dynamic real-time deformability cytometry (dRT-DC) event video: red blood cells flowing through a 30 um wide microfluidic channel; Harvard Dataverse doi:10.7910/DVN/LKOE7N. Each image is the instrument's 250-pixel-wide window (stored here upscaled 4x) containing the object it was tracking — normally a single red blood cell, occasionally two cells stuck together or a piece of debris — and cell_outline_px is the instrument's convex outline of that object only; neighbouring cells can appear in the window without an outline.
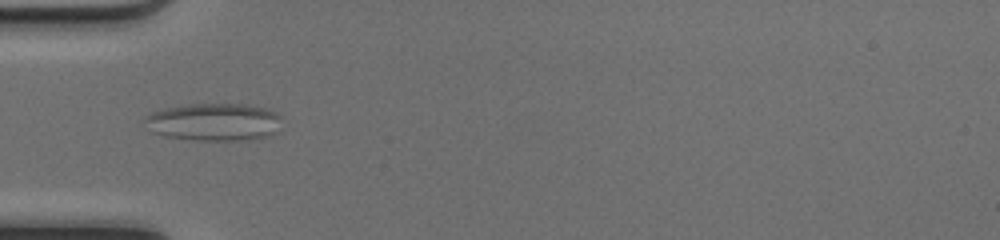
{"species": "common noctule bat (a hibernating species)", "species_latin": "Nyctalus noctula", "temperature_condition": "cold", "stored_images_in_passage": 54, "camera_frame_rate_fps": 3000, "um_per_image_px": 0.085, "animal": {"sex": "female", "body_mass_g": 17.0, "forearm_length_mm": 48.0}, "frame": {"image": 1, "passage_image": 19, "time_ms": 6.0, "image_size_px": [1000, 240], "cell_outline_px": [[280, 116], [272, 136], [252, 140], [192, 140], [164, 136], [156, 132], [148, 116], [152, 112], [164, 108], [188, 104], [244, 104], [264, 108], [276, 112]], "centroid_in_image_um": [18.28, 10.37], "position_along_channel_um": 66.7, "area_um2": 29.3}}
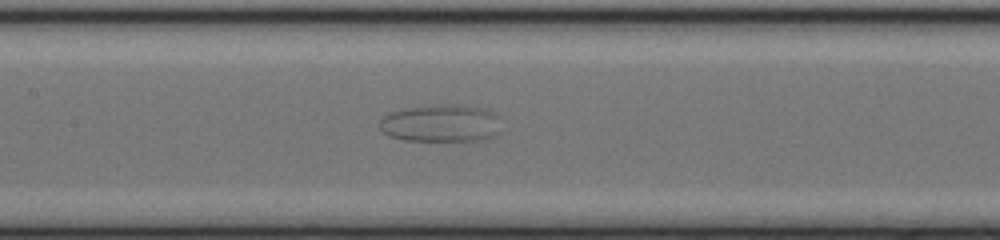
{"frame": {"image": 2, "passage_image": 27, "time_ms": 8.667, "image_size_px": [1000, 240], "cell_outline_px": [[496, 136], [484, 140], [404, 140], [388, 136], [380, 128], [380, 120], [388, 112], [408, 108], [452, 104], [460, 104], [484, 108], [492, 112], [496, 116]], "centroid_in_image_um": [37.43, 10.48], "position_along_channel_um": 170.0, "area_um2": 26.13}}
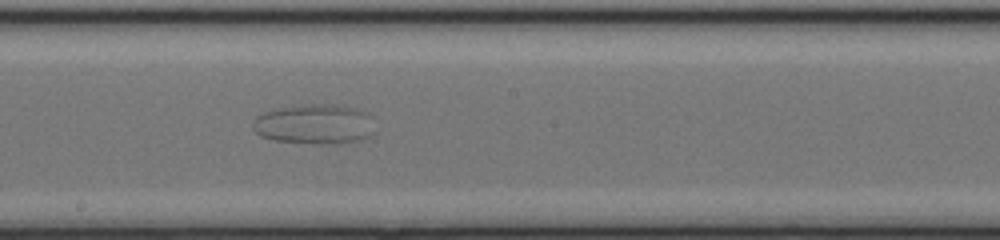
{"frame": {"image": 3, "passage_image": 31, "time_ms": 10.0, "image_size_px": [1000, 240], "cell_outline_px": [[372, 132], [368, 136], [360, 140], [340, 144], [312, 144], [272, 140], [260, 136], [252, 128], [252, 124], [256, 116], [264, 112], [280, 108], [304, 104], [336, 104], [356, 108], [364, 112]], "centroid_in_image_um": [26.64, 10.57], "position_along_channel_um": 221.6, "area_um2": 28.21}}